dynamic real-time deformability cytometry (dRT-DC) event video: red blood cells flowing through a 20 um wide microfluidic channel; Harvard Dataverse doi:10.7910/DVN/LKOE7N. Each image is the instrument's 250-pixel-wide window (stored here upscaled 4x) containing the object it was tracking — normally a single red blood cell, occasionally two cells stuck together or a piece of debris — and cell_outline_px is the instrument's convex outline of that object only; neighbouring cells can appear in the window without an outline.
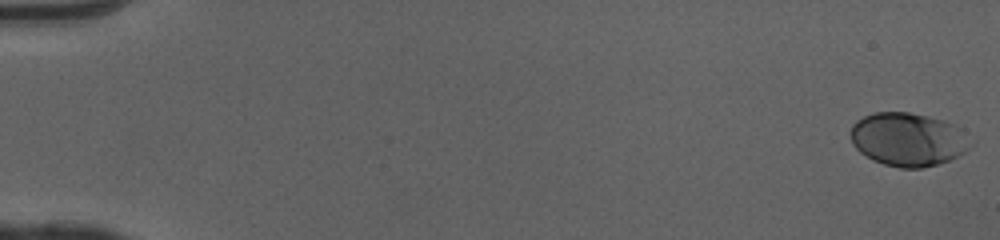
{"species": "human", "species_latin": "Homo sapiens", "temperature_condition": "cold", "stored_images_in_passage": 51, "camera_frame_rate_fps": 3000, "um_per_image_px": 0.085, "donor": {"sex": "female"}, "frame": {"image": 1, "passage_image": 1, "time_ms": 0.0, "image_size_px": [1000, 240], "cell_outline_px": [[976, 140], [964, 152], [948, 160], [936, 164], [920, 168], [900, 168], [884, 164], [872, 160], [860, 152], [852, 144], [852, 124], [856, 120], [872, 112], [908, 112], [928, 116], [944, 120], [956, 124]], "centroid_in_image_um": [77.23, 11.83], "position_along_channel_um": 7.8, "area_um2": 37.69}}
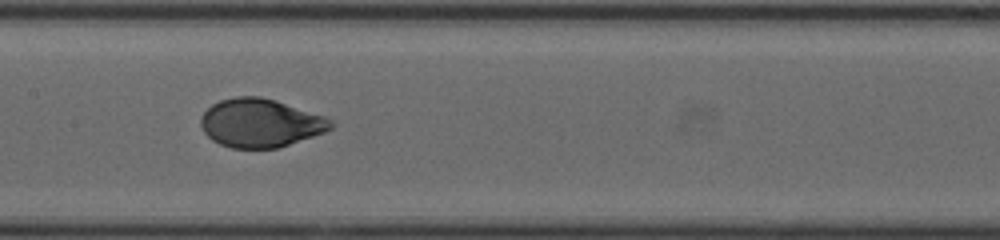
{"frame": {"image": 2, "passage_image": 27, "time_ms": 8.667, "image_size_px": [1000, 240], "cell_outline_px": [[336, 124], [332, 128], [324, 132], [280, 148], [232, 148], [220, 144], [212, 140], [204, 132], [200, 124], [200, 116], [212, 104], [220, 100], [236, 96], [260, 96], [276, 100], [328, 116]], "centroid_in_image_um": [22.17, 10.44], "position_along_channel_um": 185.2, "area_um2": 37.17}}
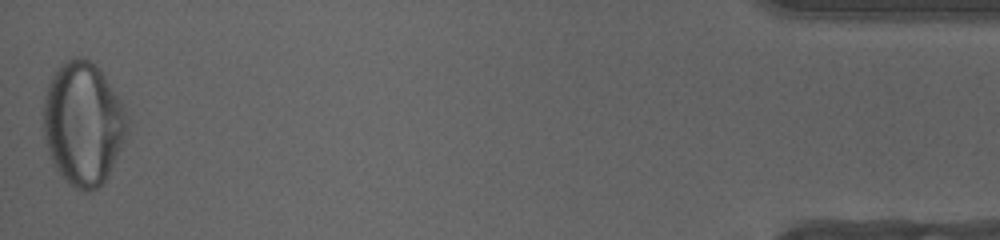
{"frame": {"image": 3, "passage_image": 51, "time_ms": 16.667, "image_size_px": [1000, 240], "cell_outline_px": [[128, 132], [108, 176], [96, 188], [88, 192], [84, 192], [72, 188], [68, 184], [52, 164], [44, 136], [44, 96], [48, 84], [52, 76], [60, 64], [72, 56], [84, 56], [100, 68], [120, 100], [124, 108], [128, 120]], "centroid_in_image_um": [7.06, 10.5], "position_along_channel_um": 428.1, "area_um2": 60.57}, "authors_computed_cell_mechanics": {"area_um2": 36.992, "velocity_mm_per_s": 4.0692, "shape_relaxation_time_tau1_ms": 4.6737, "shape_relaxation_time_tau2_ms": null, "deformation_change_tau1": 0.1883, "deformation_change_tau2": null}}